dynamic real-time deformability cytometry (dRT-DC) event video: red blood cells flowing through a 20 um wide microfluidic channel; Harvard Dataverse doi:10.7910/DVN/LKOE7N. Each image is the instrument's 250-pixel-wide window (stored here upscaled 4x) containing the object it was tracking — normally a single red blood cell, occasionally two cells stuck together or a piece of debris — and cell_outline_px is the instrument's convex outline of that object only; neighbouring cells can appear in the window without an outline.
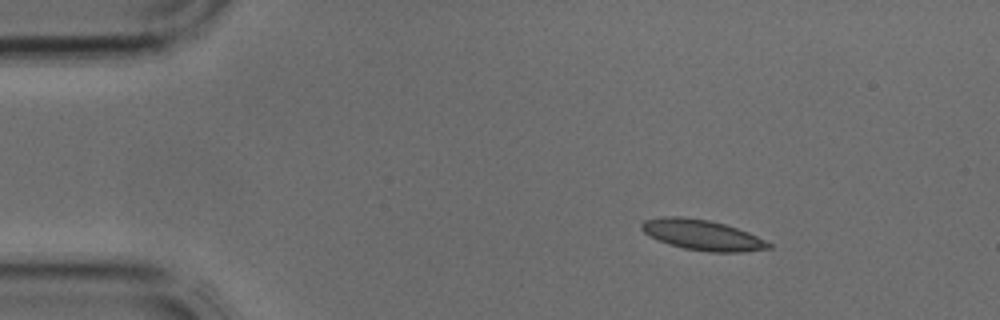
{"species": "common noctule bat (a hibernating species)", "species_latin": "Nyctalus noctula", "temperature_condition": "cold", "stored_images_in_passage": 4, "camera_frame_rate_fps": 3000, "um_per_image_px": 0.085, "animal": {"sex": "male", "body_mass_g": 17.9, "forearm_length_mm": 54.2}, "frame": {"image": 1, "passage_image": 2, "time_ms": 0.333, "image_size_px": [1000, 320], "cell_outline_px": [[772, 248], [740, 252], [712, 252], [684, 248], [660, 240], [644, 232], [640, 228], [640, 224], [644, 220], [664, 216], [684, 216], [708, 220], [724, 224], [748, 232], [772, 244]], "centroid_in_image_um": [59.69, 19.96], "position_along_channel_um": 25.3, "area_um2": 22.2}}
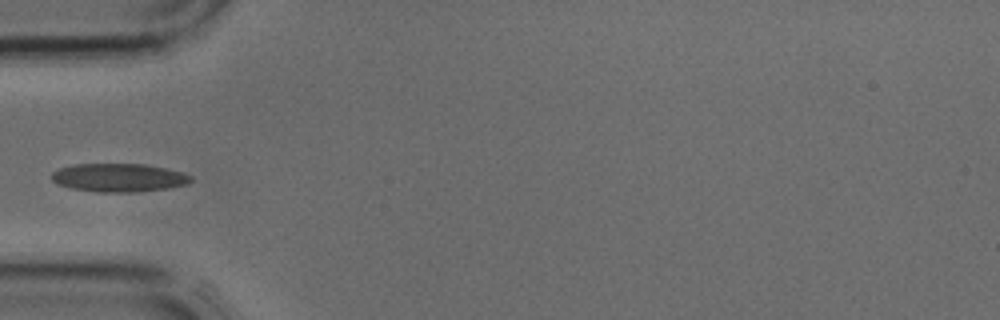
{"frame": {"image": 2, "passage_image": 4, "time_ms": 1.0, "image_size_px": [1000, 320], "cell_outline_px": [[192, 180], [188, 184], [168, 188], [136, 192], [96, 192], [72, 188], [56, 184], [52, 180], [52, 172], [60, 168], [72, 164], [144, 164], [184, 172], [192, 176]], "centroid_in_image_um": [10.11, 15.1], "position_along_channel_um": 74.9, "area_um2": 23.12}}